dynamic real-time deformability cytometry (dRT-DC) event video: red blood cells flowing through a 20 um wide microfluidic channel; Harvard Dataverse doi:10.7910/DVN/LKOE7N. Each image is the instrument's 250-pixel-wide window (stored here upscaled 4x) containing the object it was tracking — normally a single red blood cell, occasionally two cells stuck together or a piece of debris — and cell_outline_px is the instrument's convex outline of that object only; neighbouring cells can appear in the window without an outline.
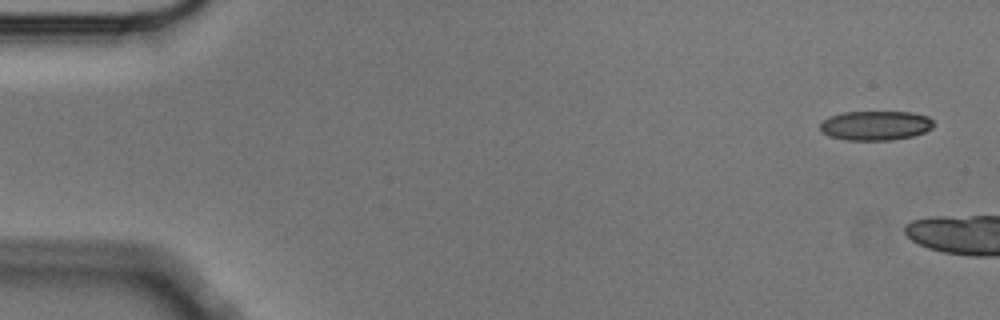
{"species": "Egyptian fruit bat (a non-hibernating species)", "species_latin": "Rousettus aegyptiacus", "temperature_condition": "cold", "stored_images_in_passage": 6, "camera_frame_rate_fps": 3000, "um_per_image_px": 0.085, "animal": {"sex": "male"}, "frame": {"image": 1, "passage_image": 1, "time_ms": 0.0, "image_size_px": [1000, 320], "cell_outline_px": [[932, 128], [924, 132], [912, 136], [892, 140], [848, 140], [828, 136], [820, 132], [820, 124], [828, 116], [844, 112], [912, 112], [928, 116], [932, 120]], "centroid_in_image_um": [74.39, 10.67], "position_along_channel_um": 10.6, "area_um2": 19.54}}